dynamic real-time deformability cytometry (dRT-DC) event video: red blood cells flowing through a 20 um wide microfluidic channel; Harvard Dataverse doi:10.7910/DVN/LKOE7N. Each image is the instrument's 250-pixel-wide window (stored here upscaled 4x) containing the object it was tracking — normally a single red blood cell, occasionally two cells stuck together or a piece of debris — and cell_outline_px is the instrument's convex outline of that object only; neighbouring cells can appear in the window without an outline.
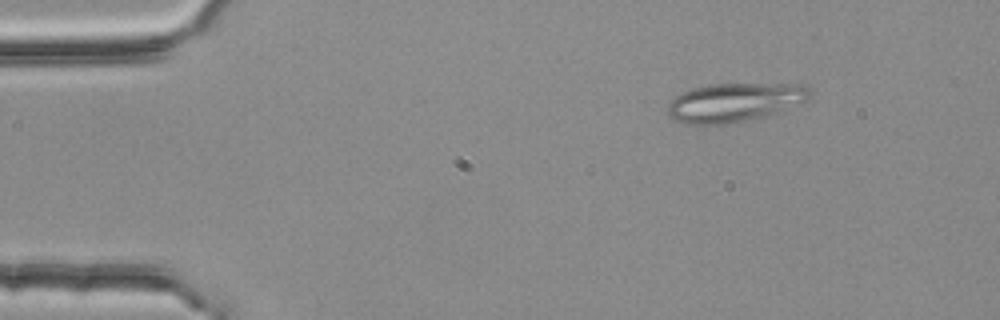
{"species": "common noctule bat (a hibernating species)", "species_latin": "Nyctalus noctula", "temperature_condition": "room temperature", "stored_images_in_passage": 3, "camera_frame_rate_fps": 3000, "um_per_image_px": 0.085, "animal": {"sex": "female", "body_mass_g": 25.1}, "frame": {"image": 1, "passage_image": 2, "time_ms": 0.333, "image_size_px": [1000, 320], "cell_outline_px": [[812, 92], [804, 100], [776, 112], [744, 120], [724, 124], [688, 124], [676, 120], [668, 116], [668, 104], [676, 96], [692, 88], [708, 84], [808, 84]], "centroid_in_image_um": [62.39, 8.68], "position_along_channel_um": 22.6, "area_um2": 31.5}}